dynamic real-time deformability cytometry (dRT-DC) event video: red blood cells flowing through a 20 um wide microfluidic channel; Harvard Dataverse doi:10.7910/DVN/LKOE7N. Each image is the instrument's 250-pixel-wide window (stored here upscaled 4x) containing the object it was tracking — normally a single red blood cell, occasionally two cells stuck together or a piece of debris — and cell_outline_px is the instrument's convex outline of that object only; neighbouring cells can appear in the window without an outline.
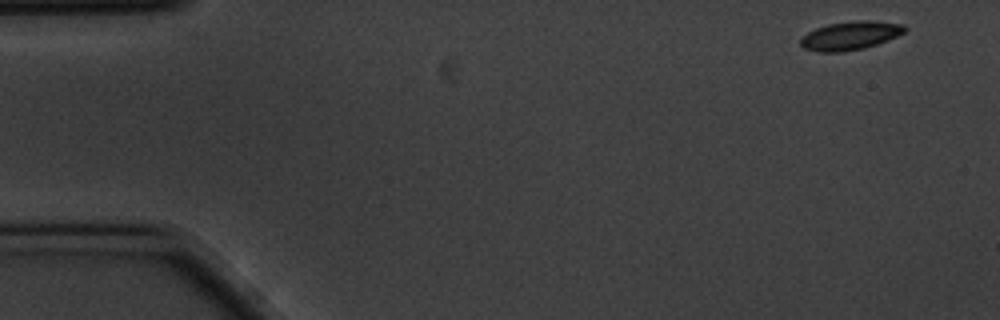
{"species": "common noctule bat (a hibernating species)", "species_latin": "Nyctalus noctula", "temperature_condition": "cold", "stored_images_in_passage": 10, "camera_frame_rate_fps": 3000, "um_per_image_px": 0.085, "animal": {"sex": "male", "body_mass_g": 20.1, "forearm_length_mm": 53.5}, "frame": {"image": 1, "passage_image": 1, "time_ms": 0.0, "image_size_px": [1000, 320], "cell_outline_px": [[908, 28], [904, 32], [888, 40], [864, 48], [840, 52], [816, 52], [804, 48], [800, 44], [800, 36], [816, 28], [828, 24], [856, 20], [872, 20], [904, 24]], "centroid_in_image_um": [72.26, 3.02], "position_along_channel_um": 12.7, "area_um2": 17.46}}